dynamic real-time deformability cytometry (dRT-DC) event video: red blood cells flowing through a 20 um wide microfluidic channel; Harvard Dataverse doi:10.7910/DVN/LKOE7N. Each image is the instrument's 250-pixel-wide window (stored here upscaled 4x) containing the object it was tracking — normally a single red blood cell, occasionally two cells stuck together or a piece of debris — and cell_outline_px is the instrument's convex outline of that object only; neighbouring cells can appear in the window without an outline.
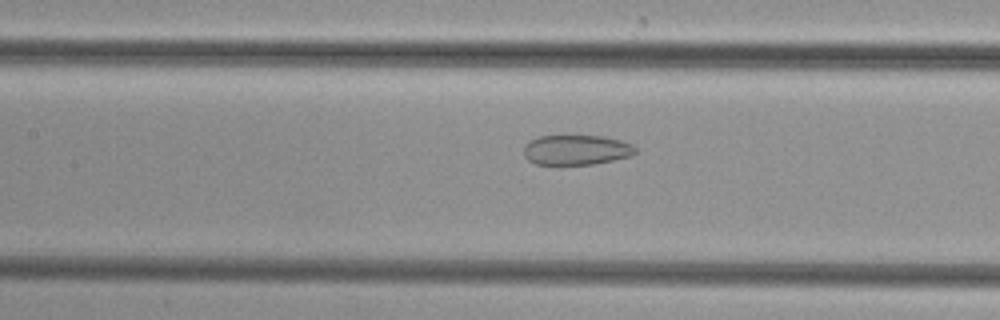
{"species": "common noctule bat (a hibernating species)", "species_latin": "Nyctalus noctula", "temperature_condition": "cold", "stored_images_in_passage": 50, "camera_frame_rate_fps": 3000, "um_per_image_px": 0.085, "animal": {"sex": "female", "body_mass_g": 29.2, "forearm_length_mm": 56.3}, "frame": {"image": 1, "passage_image": 23, "time_ms": 7.333, "image_size_px": [1000, 320], "cell_outline_px": [[636, 152], [632, 156], [592, 164], [560, 168], [556, 168], [536, 164], [528, 160], [524, 156], [524, 144], [540, 136], [604, 136], [620, 140], [632, 144], [636, 148]], "centroid_in_image_um": [48.94, 12.8], "position_along_channel_um": 158.5, "area_um2": 20.29}}
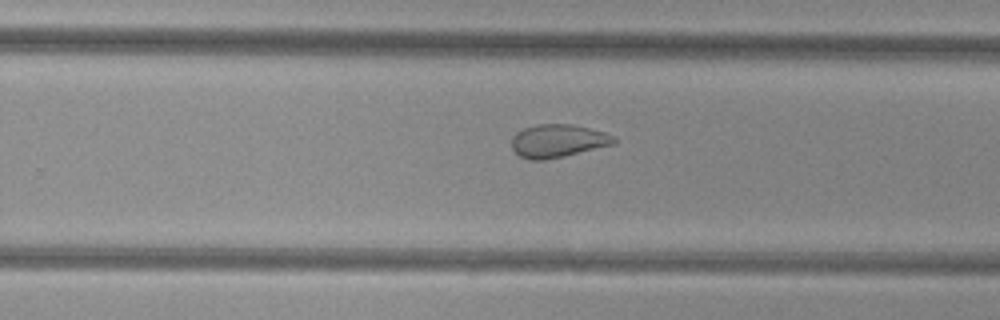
{"frame": {"image": 2, "passage_image": 32, "time_ms": 10.333, "image_size_px": [1000, 320], "cell_outline_px": [[616, 140], [612, 144], [564, 156], [544, 160], [528, 160], [520, 156], [512, 148], [512, 136], [516, 132], [524, 128], [536, 124], [572, 124], [604, 132], [612, 136]], "centroid_in_image_um": [47.36, 11.97], "position_along_channel_um": 282.4, "area_um2": 19.48}}
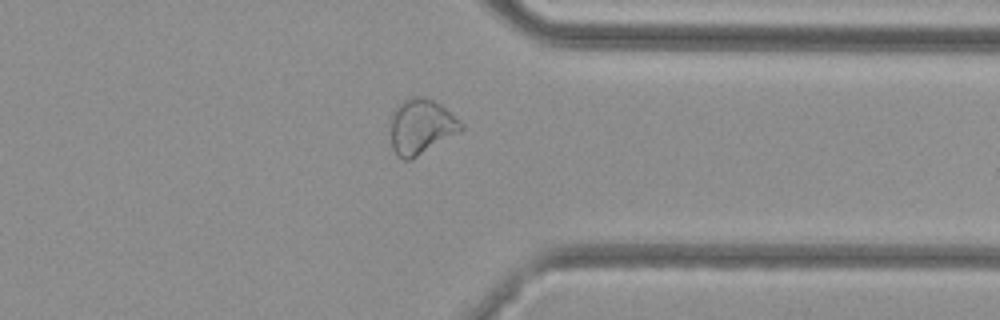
{"frame": {"image": 3, "passage_image": 39, "time_ms": 12.667, "image_size_px": [1000, 320], "cell_outline_px": [[464, 128], [460, 132], [412, 160], [404, 160], [396, 156], [392, 148], [388, 128], [388, 120], [392, 112], [404, 100], [412, 96], [420, 96], [432, 100], [440, 104], [460, 120], [464, 124]], "centroid_in_image_um": [35.75, 10.79], "position_along_channel_um": 375.7, "area_um2": 23.29}}